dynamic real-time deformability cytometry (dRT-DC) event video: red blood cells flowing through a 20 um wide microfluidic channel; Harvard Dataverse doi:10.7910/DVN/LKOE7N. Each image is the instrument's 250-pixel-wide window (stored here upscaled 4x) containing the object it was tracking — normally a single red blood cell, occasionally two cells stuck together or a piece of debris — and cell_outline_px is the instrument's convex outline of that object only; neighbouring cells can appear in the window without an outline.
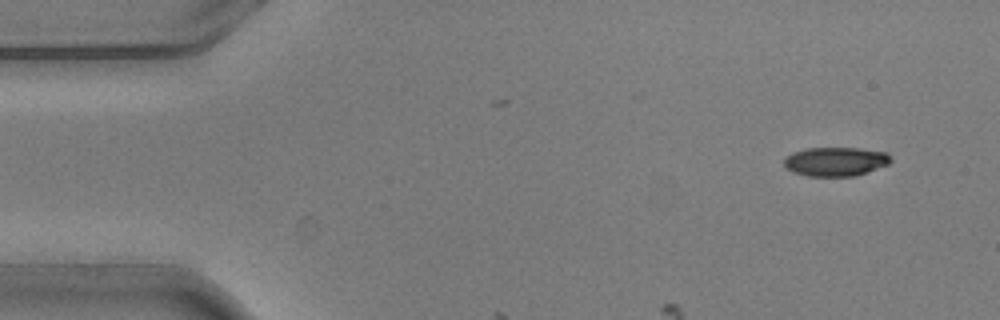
{"species": "common noctule bat (a hibernating species)", "species_latin": "Nyctalus noctula", "temperature_condition": "warm", "stored_images_in_passage": 4, "camera_frame_rate_fps": 3000, "um_per_image_px": 0.085, "animal": {"sex": "male", "body_mass_g": 20.5, "forearm_length_mm": 52.5}, "frame": {"image": 1, "passage_image": 1, "time_ms": 0.0, "image_size_px": [1000, 320], "cell_outline_px": [[892, 160], [888, 164], [868, 172], [856, 176], [808, 176], [792, 172], [784, 164], [784, 160], [792, 152], [808, 148], [860, 148], [888, 152]], "centroid_in_image_um": [71.06, 13.73], "position_along_channel_um": 13.9, "area_um2": 18.09}}